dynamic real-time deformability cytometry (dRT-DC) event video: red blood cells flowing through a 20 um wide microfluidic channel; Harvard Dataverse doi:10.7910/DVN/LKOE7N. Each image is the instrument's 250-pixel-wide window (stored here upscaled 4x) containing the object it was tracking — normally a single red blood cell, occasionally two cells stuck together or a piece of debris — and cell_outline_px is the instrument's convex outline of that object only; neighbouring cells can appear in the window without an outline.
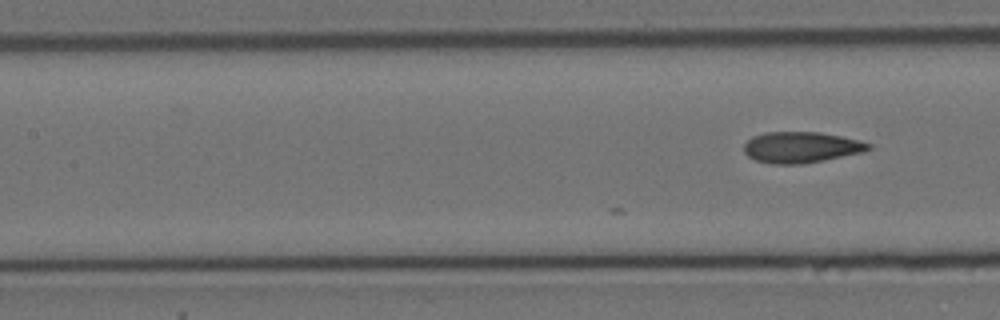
{"species": "Egyptian fruit bat (a non-hibernating species)", "species_latin": "Rousettus aegyptiacus", "temperature_condition": "cold", "stored_images_in_passage": 7, "camera_frame_rate_fps": 3000, "um_per_image_px": 0.085, "animal": {"sex": "female"}, "frame": {"image": 1, "passage_image": 7, "time_ms": 2.0, "image_size_px": [1000, 320], "cell_outline_px": [[872, 148], [864, 152], [804, 164], [772, 164], [756, 160], [748, 156], [744, 152], [744, 144], [752, 136], [764, 132], [820, 132], [840, 136], [872, 144]], "centroid_in_image_um": [68.08, 12.52], "position_along_channel_um": 139.3, "area_um2": 22.54}}